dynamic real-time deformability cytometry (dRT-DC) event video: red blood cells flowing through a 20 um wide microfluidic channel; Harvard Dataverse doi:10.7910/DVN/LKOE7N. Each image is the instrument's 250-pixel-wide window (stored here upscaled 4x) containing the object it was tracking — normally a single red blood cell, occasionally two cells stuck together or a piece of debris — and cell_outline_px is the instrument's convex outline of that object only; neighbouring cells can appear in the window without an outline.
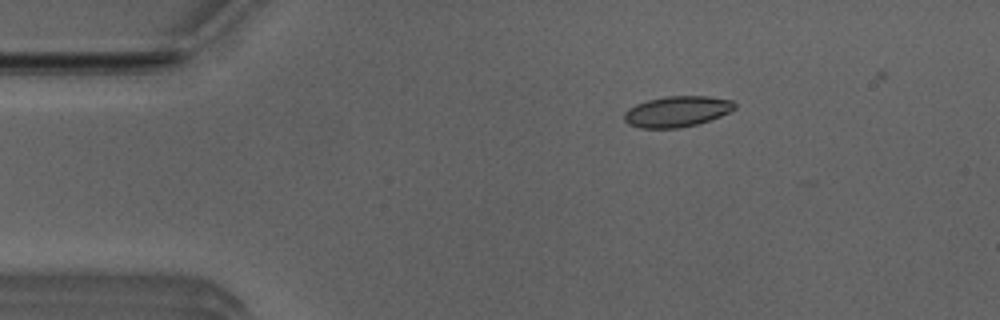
{"species": "Egyptian fruit bat (a non-hibernating species)", "species_latin": "Rousettus aegyptiacus", "temperature_condition": "room temperature", "stored_images_in_passage": 46, "camera_frame_rate_fps": 3000, "um_per_image_px": 0.085, "animal": {"sex": "male"}, "frame": {"image": 1, "passage_image": 3, "time_ms": 0.667, "image_size_px": [1000, 320], "cell_outline_px": [[736, 108], [720, 116], [696, 124], [680, 128], [640, 128], [628, 124], [624, 120], [624, 112], [628, 108], [636, 104], [648, 100], [664, 96], [708, 96], [732, 100], [736, 104]], "centroid_in_image_um": [57.52, 9.47], "position_along_channel_um": 27.5, "area_um2": 19.83}}
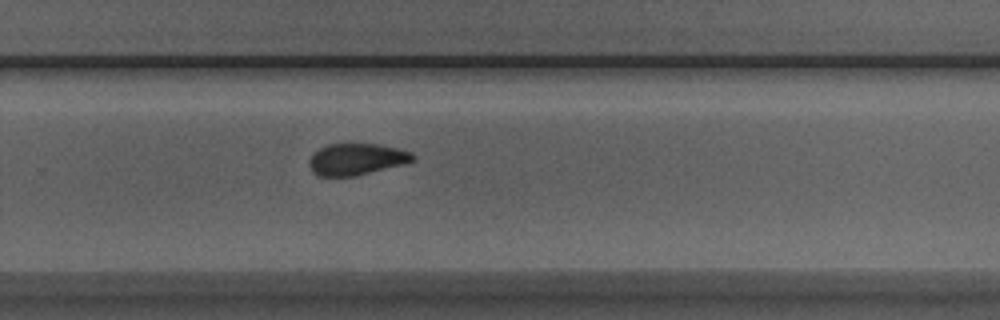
{"frame": {"image": 2, "passage_image": 28, "time_ms": 9.0, "image_size_px": [1000, 320], "cell_outline_px": [[416, 156], [412, 160], [404, 164], [356, 176], [316, 176], [312, 172], [308, 164], [308, 160], [320, 148], [328, 144], [380, 144], [412, 152]], "centroid_in_image_um": [30.29, 13.54], "position_along_channel_um": 299.5, "area_um2": 19.07}}
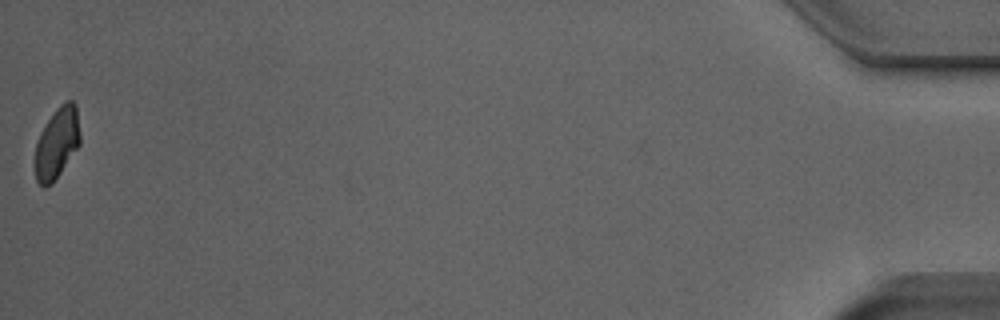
{"frame": {"image": 3, "passage_image": 46, "time_ms": 15.0, "image_size_px": [1000, 320], "cell_outline_px": [[80, 144], [52, 184], [44, 188], [36, 180], [36, 144], [40, 132], [56, 108], [64, 100], [72, 100], [76, 104], [80, 132]], "centroid_in_image_um": [4.86, 12.13], "position_along_channel_um": 430.3, "area_um2": 18.55}, "authors_computed_cell_mechanics": {"area_um2": 19.7676, "velocity_mm_per_s": 3.9298, "shape_relaxation_time_tau1_ms": 8.1458, "shape_relaxation_time_tau2_ms": 1.0125, "deformation_change_tau1": 0.152, "deformation_change_tau2": 0.0514}}